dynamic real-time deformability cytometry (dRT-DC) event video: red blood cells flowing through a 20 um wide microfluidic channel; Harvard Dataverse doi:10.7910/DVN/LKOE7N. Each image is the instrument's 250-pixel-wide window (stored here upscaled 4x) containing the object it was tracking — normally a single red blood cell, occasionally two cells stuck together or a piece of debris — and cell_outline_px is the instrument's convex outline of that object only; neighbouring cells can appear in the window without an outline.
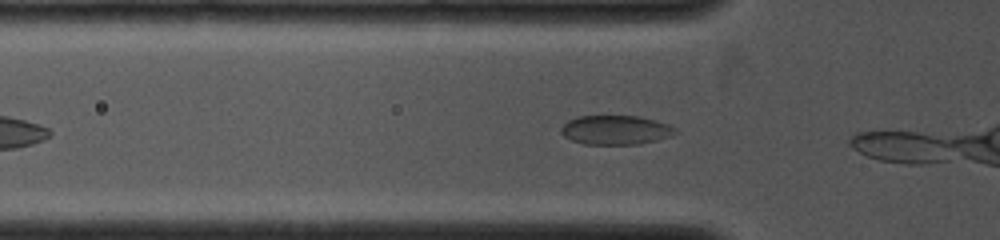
{"species": "common noctule bat (a hibernating species)", "species_latin": "Nyctalus noctula", "temperature_condition": "cold", "stored_images_in_passage": 5, "camera_frame_rate_fps": 4000, "um_per_image_px": 0.085, "animal": {"sex": "female", "body_mass_g": 19.0, "forearm_length_mm": 53.3}, "frame": {"image": 1, "passage_image": 3, "time_ms": 0.5, "image_size_px": [1000, 240], "cell_outline_px": [[680, 132], [672, 136], [640, 144], [584, 144], [572, 140], [564, 136], [560, 132], [560, 128], [568, 120], [576, 116], [640, 116], [656, 120], [668, 124], [676, 128]], "centroid_in_image_um": [52.36, 11.04], "position_along_channel_um": 73.4, "area_um2": 19.65}}